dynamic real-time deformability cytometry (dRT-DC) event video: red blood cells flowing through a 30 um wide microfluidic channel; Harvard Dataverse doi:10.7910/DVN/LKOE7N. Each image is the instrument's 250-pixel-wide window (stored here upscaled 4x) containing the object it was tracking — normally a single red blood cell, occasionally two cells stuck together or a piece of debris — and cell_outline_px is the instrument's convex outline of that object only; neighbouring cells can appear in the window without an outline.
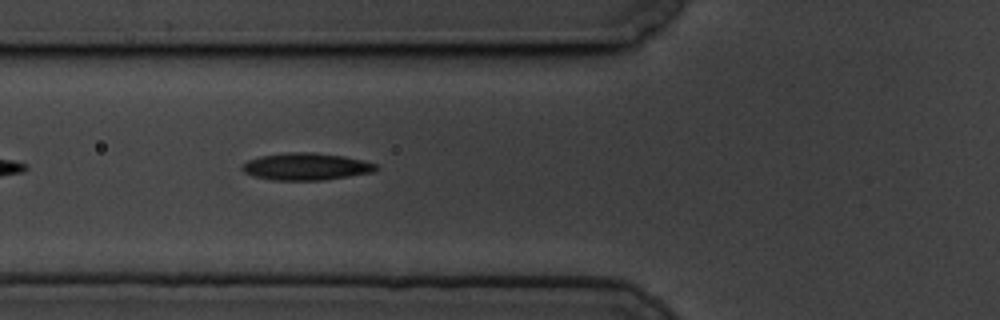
{"species": "common noctule bat (a hibernating species)", "species_latin": "Nyctalus noctula", "temperature_condition": "cold", "stored_images_in_passage": 20, "camera_frame_rate_fps": 3000, "um_per_image_px": 0.085, "animal": {"sex": "male", "body_mass_g": 19.5, "forearm_length_mm": 54.6}, "frame": {"image": 1, "passage_image": 6, "time_ms": 1.667, "image_size_px": [1000, 320], "cell_outline_px": [[380, 168], [372, 172], [324, 180], [272, 180], [256, 176], [244, 172], [240, 168], [248, 160], [260, 156], [284, 152], [316, 152], [344, 156], [376, 164]], "centroid_in_image_um": [26.01, 14.15], "position_along_channel_um": 99.8, "area_um2": 21.1}}
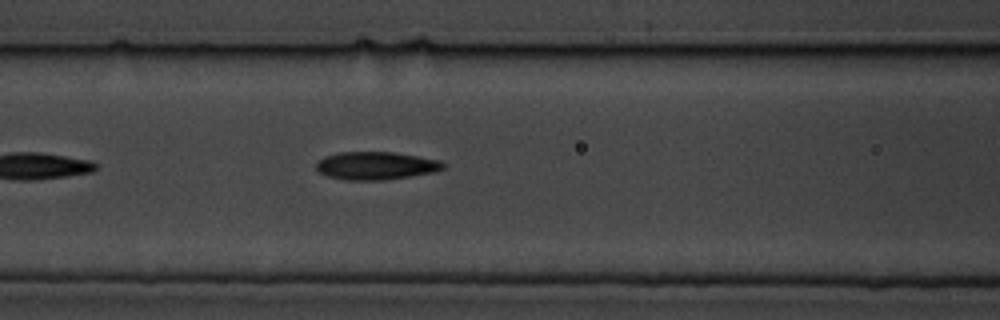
{"frame": {"image": 2, "passage_image": 9, "time_ms": 2.667, "image_size_px": [1000, 320], "cell_outline_px": [[444, 168], [432, 172], [384, 180], [344, 180], [328, 176], [320, 172], [316, 168], [316, 164], [324, 156], [340, 152], [396, 152], [440, 160], [444, 164]], "centroid_in_image_um": [31.94, 14.08], "position_along_channel_um": 134.7, "area_um2": 20.52}}